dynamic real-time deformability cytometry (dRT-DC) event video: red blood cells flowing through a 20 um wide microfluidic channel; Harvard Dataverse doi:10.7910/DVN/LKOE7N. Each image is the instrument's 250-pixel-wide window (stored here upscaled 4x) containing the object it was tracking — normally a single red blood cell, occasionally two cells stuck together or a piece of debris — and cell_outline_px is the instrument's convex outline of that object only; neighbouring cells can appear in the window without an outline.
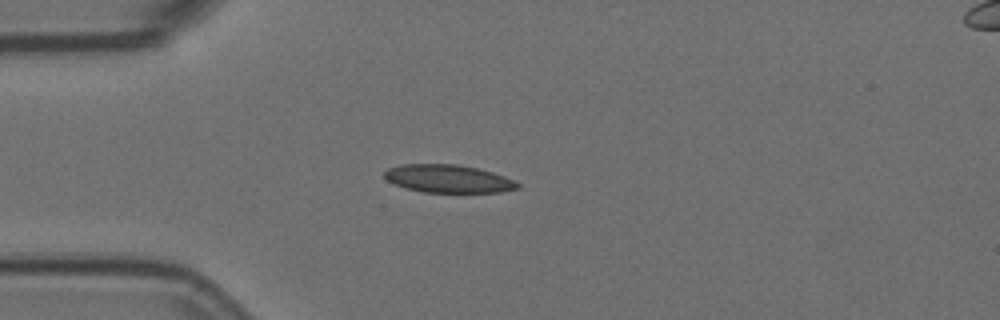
{"species": "Egyptian fruit bat (a non-hibernating species)", "species_latin": "Rousettus aegyptiacus", "temperature_condition": "room temperature", "stored_images_in_passage": 43, "camera_frame_rate_fps": 3000, "um_per_image_px": 0.085, "animal": {"sex": "female"}, "frame": {"image": 1, "passage_image": 1, "time_ms": 0.0, "image_size_px": [1000, 320], "cell_outline_px": [[520, 188], [500, 192], [424, 192], [408, 188], [396, 184], [388, 180], [384, 176], [384, 172], [388, 168], [404, 164], [456, 164], [476, 168], [492, 172], [504, 176], [520, 184]], "centroid_in_image_um": [38.12, 15.19], "position_along_channel_um": 46.9, "area_um2": 21.39}}
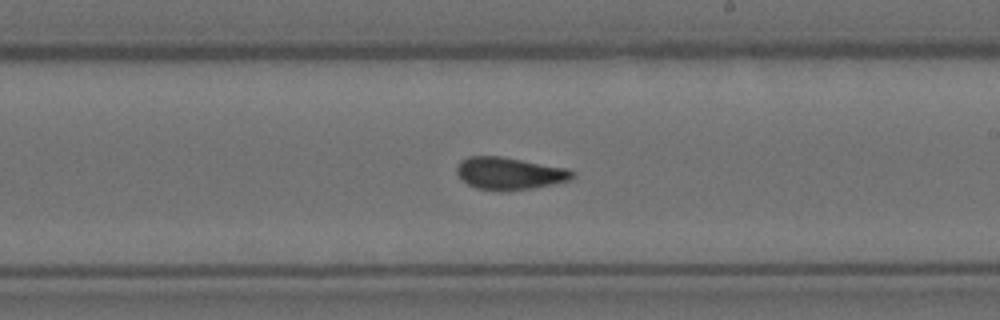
{"frame": {"image": 2, "passage_image": 19, "time_ms": 6.0, "image_size_px": [1000, 320], "cell_outline_px": [[576, 172], [568, 180], [552, 184], [532, 188], [504, 192], [500, 192], [476, 188], [468, 184], [456, 172], [456, 168], [460, 160], [468, 156], [500, 156], [568, 168]], "centroid_in_image_um": [43.28, 14.74], "position_along_channel_um": 245.7, "area_um2": 21.85}}
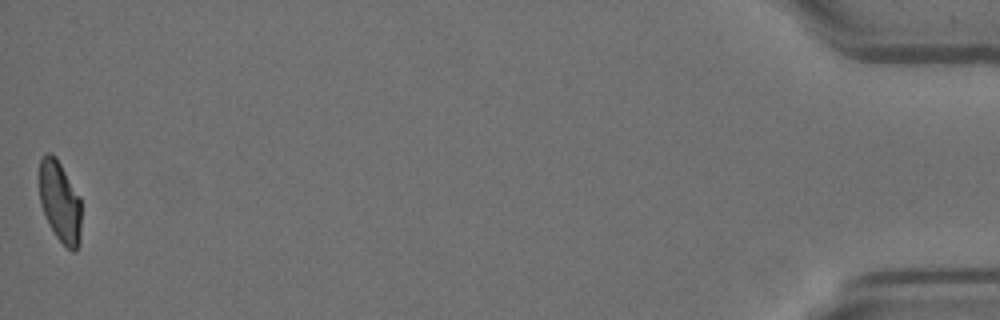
{"frame": {"image": 3, "passage_image": 43, "time_ms": 14.0, "image_size_px": [1000, 320], "cell_outline_px": [[80, 244], [76, 252], [72, 252], [56, 236], [40, 204], [40, 156], [44, 152], [52, 152], [56, 156], [80, 196]], "centroid_in_image_um": [5.1, 17.1], "position_along_channel_um": 430.1, "area_um2": 19.88}, "authors_computed_cell_mechanics": {"area_um2": 21.5016, "velocity_mm_per_s": 3.5474, "shape_relaxation_time_tau1_ms": null, "shape_relaxation_time_tau2_ms": 2.1751, "deformation_change_tau1": null, "deformation_change_tau2": 0.0712}}